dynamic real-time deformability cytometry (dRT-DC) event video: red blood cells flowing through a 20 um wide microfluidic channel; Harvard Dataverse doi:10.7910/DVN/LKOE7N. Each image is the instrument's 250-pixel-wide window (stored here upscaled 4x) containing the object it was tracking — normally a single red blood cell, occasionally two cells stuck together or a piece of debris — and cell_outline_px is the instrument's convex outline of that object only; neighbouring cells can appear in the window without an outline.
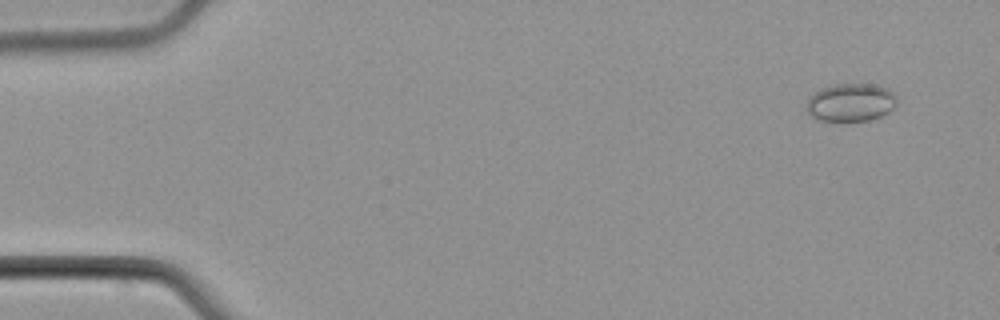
{"species": "common noctule bat (a hibernating species)", "species_latin": "Nyctalus noctula", "temperature_condition": "cold", "stored_images_in_passage": 5, "camera_frame_rate_fps": 3000, "um_per_image_px": 0.085, "animal": {"sex": "male", "body_mass_g": 21.5, "forearm_length_mm": 52.0}, "frame": {"image": 1, "passage_image": 1, "time_ms": 0.0, "image_size_px": [1000, 320], "cell_outline_px": [[896, 104], [888, 112], [880, 116], [868, 120], [844, 124], [820, 120], [812, 116], [804, 108], [804, 104], [820, 88], [832, 84], [872, 84], [888, 88], [896, 96]], "centroid_in_image_um": [72.28, 8.74], "position_along_channel_um": 12.7, "area_um2": 20.58}}